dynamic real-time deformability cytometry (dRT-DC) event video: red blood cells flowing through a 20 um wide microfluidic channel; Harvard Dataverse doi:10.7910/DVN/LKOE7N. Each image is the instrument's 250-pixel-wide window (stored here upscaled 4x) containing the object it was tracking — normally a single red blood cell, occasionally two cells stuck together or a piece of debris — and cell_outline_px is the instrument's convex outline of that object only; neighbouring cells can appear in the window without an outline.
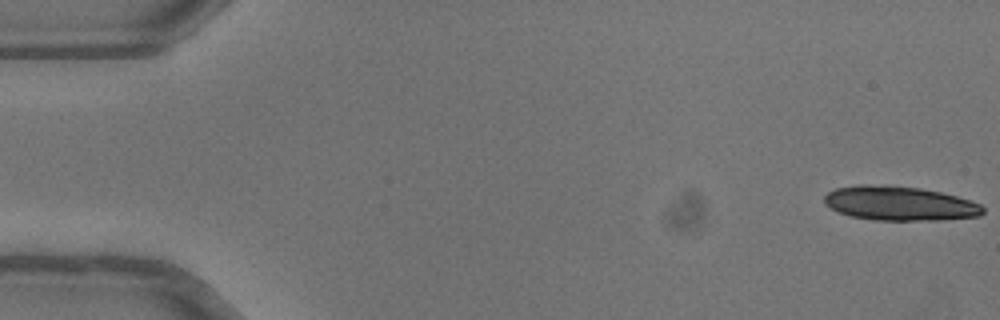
{"species": "common noctule bat (a hibernating species)", "species_latin": "Nyctalus noctula", "temperature_condition": "warm", "stored_images_in_passage": 38, "camera_frame_rate_fps": 3000, "um_per_image_px": 0.085, "animal": {"sex": "female"}, "frame": {"image": 1, "passage_image": 1, "time_ms": 0.0, "image_size_px": [1000, 320], "cell_outline_px": [[984, 212], [980, 216], [940, 220], [872, 220], [852, 216], [840, 212], [824, 204], [824, 196], [828, 192], [836, 188], [860, 184], [864, 184], [920, 188], [940, 192], [956, 196], [980, 204], [984, 208]], "centroid_in_image_um": [76.46, 17.3], "position_along_channel_um": 8.5, "area_um2": 31.44}}
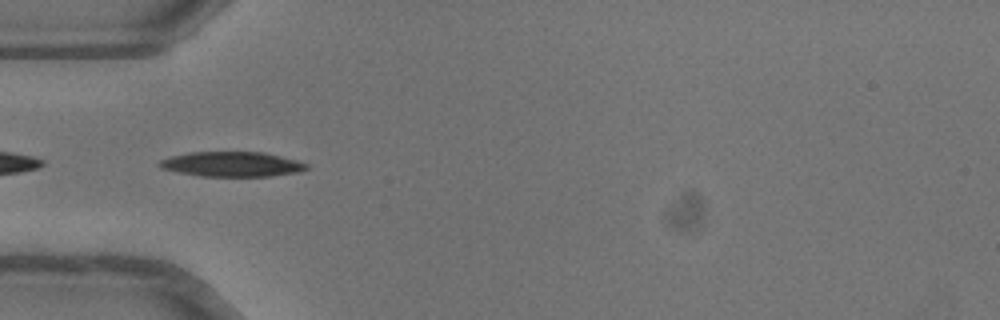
{"frame": {"image": 2, "passage_image": 17, "time_ms": 5.333, "image_size_px": [1000, 320], "cell_outline_px": [[308, 168], [296, 172], [268, 176], [200, 176], [160, 168], [156, 164], [160, 160], [172, 156], [188, 152], [264, 152], [296, 160], [308, 164]], "centroid_in_image_um": [19.67, 13.95], "position_along_channel_um": 65.3, "area_um2": 21.15}}
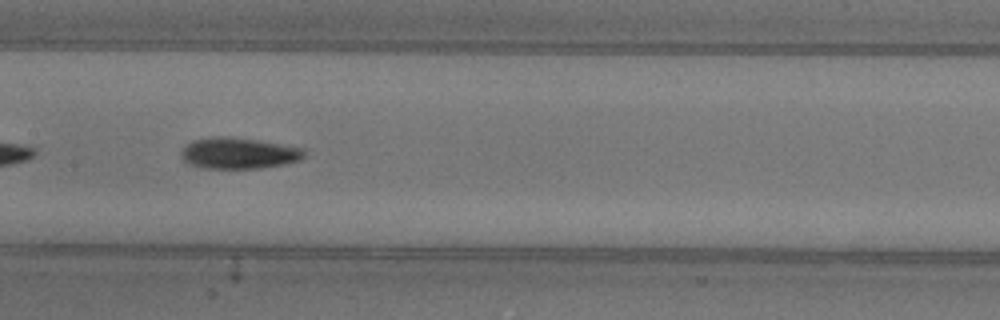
{"frame": {"image": 3, "passage_image": 26, "time_ms": 8.333, "image_size_px": [1000, 320], "cell_outline_px": [[304, 156], [296, 160], [284, 164], [260, 168], [204, 168], [188, 164], [180, 156], [180, 152], [192, 140], [212, 136], [228, 136], [256, 140], [304, 148]], "centroid_in_image_um": [20.23, 13.01], "position_along_channel_um": 187.2, "area_um2": 22.2}}